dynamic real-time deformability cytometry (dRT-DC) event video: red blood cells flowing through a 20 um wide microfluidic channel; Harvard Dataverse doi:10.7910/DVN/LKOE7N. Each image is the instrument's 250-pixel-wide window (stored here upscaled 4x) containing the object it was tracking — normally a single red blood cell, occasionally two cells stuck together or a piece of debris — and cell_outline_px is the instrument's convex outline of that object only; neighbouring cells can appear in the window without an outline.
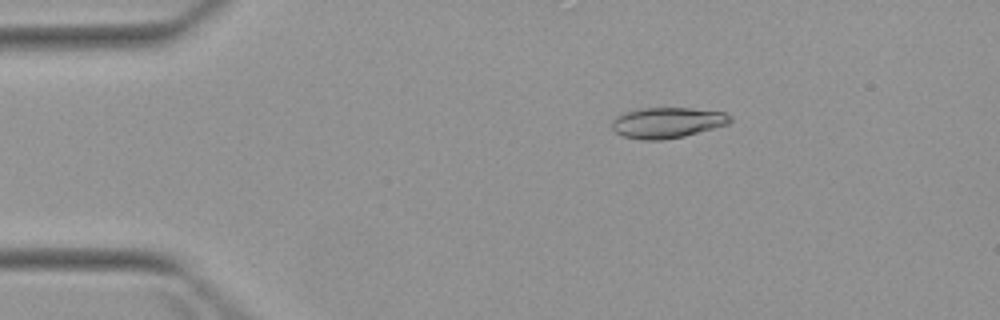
{"species": "Egyptian fruit bat (a non-hibernating species)", "species_latin": "Rousettus aegyptiacus", "temperature_condition": "warm", "stored_images_in_passage": 3, "camera_frame_rate_fps": 3000, "um_per_image_px": 0.085, "animal": {"sex": "female"}, "frame": {"image": 1, "passage_image": 2, "time_ms": 1.333, "image_size_px": [1000, 320], "cell_outline_px": [[732, 120], [728, 124], [684, 136], [660, 140], [644, 140], [624, 136], [616, 132], [612, 128], [612, 120], [616, 116], [624, 112], [640, 108], [692, 108], [724, 112], [732, 116]], "centroid_in_image_um": [56.71, 10.41], "position_along_channel_um": 28.3, "area_um2": 21.1}}